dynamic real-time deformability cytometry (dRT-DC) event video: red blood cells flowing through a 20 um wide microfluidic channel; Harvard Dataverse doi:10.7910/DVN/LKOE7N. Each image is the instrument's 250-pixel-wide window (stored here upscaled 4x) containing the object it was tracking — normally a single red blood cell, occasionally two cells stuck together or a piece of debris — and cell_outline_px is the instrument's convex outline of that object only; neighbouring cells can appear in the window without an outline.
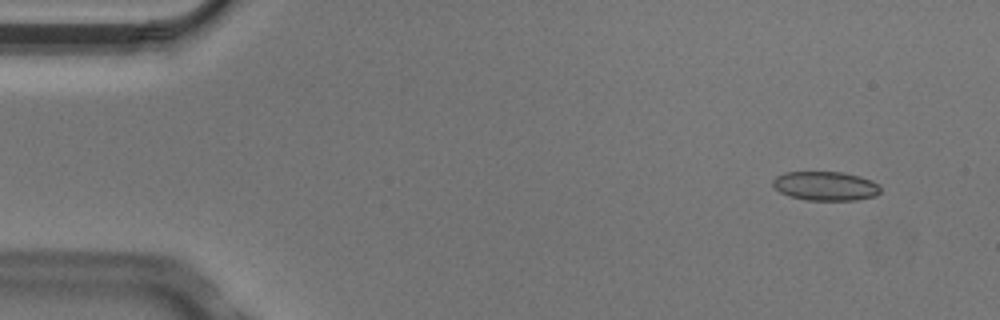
{"species": "Egyptian fruit bat (a non-hibernating species)", "species_latin": "Rousettus aegyptiacus", "temperature_condition": "cold", "stored_images_in_passage": 5, "camera_frame_rate_fps": 3000, "um_per_image_px": 0.085, "animal": {"sex": "male"}, "frame": {"image": 1, "passage_image": 2, "time_ms": 0.333, "image_size_px": [1000, 320], "cell_outline_px": [[880, 192], [876, 196], [856, 200], [804, 200], [788, 196], [780, 192], [772, 184], [772, 180], [776, 176], [784, 172], [844, 172], [860, 176], [872, 180], [880, 184]], "centroid_in_image_um": [70.18, 15.81], "position_along_channel_um": 14.8, "area_um2": 18.5}}
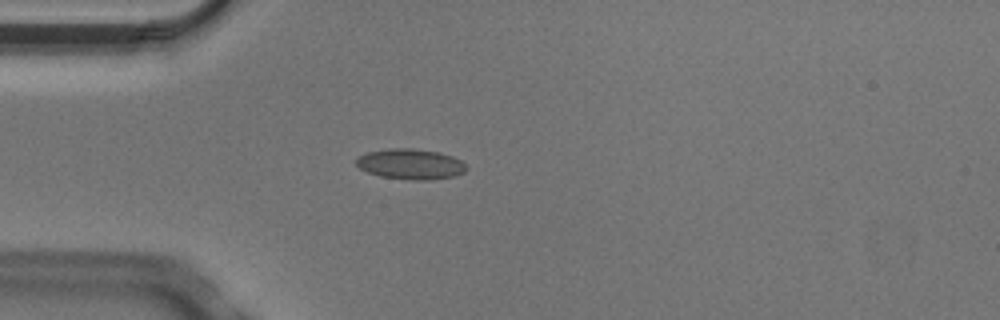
{"frame": {"image": 2, "passage_image": 5, "time_ms": 1.333, "image_size_px": [1000, 320], "cell_outline_px": [[468, 168], [464, 172], [456, 176], [432, 180], [408, 180], [380, 176], [368, 172], [360, 168], [356, 164], [356, 160], [360, 156], [368, 152], [388, 148], [412, 148], [440, 152], [452, 156], [460, 160]], "centroid_in_image_um": [34.92, 13.95], "position_along_channel_um": 50.1, "area_um2": 19.65}}